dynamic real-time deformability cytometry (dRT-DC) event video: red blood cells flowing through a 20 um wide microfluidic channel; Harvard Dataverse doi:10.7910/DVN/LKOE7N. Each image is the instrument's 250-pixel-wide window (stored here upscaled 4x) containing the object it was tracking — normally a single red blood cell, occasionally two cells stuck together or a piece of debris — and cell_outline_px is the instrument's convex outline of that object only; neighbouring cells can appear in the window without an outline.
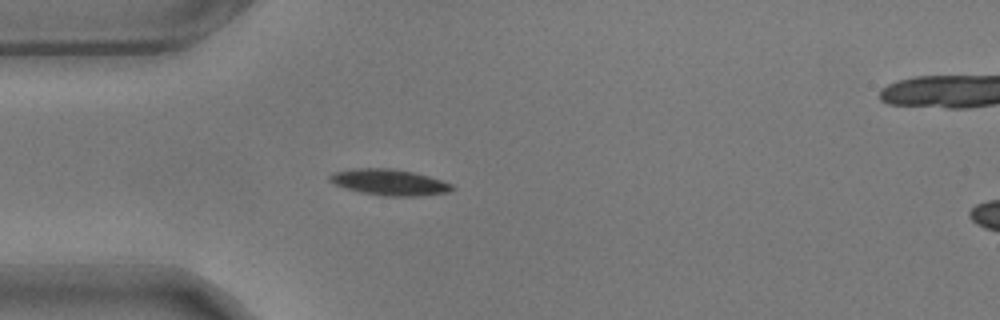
{"species": "common noctule bat (a hibernating species)", "species_latin": "Nyctalus noctula", "temperature_condition": "warm", "stored_images_in_passage": 43, "segment_of_instrument_passage": [1, 2], "camera_frame_rate_fps": 3000, "um_per_image_px": 0.085, "animal": {"sex": "male", "body_mass_g": 17.9}, "frame": {"image": 1, "passage_image": 1, "time_ms": 0.0, "image_size_px": [1000, 320], "cell_outline_px": [[456, 188], [448, 192], [420, 196], [384, 196], [360, 192], [336, 184], [328, 180], [328, 176], [336, 172], [356, 168], [392, 168], [412, 172], [428, 176], [452, 184]], "centroid_in_image_um": [33.12, 15.49], "position_along_channel_um": 51.9, "area_um2": 18.38}}
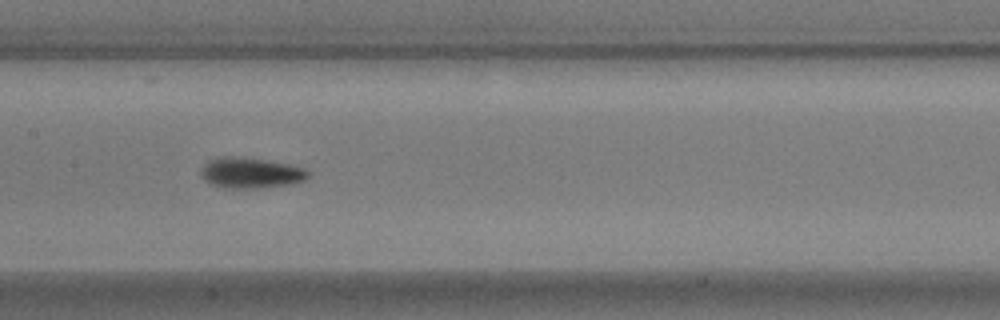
{"frame": {"image": 2, "passage_image": 13, "time_ms": 4.0, "image_size_px": [1000, 320], "cell_outline_px": [[308, 176], [304, 180], [288, 184], [260, 188], [232, 188], [208, 184], [200, 176], [200, 168], [208, 160], [220, 156], [244, 156], [268, 160], [288, 164], [304, 168], [308, 172]], "centroid_in_image_um": [21.23, 14.67], "position_along_channel_um": 186.2, "area_um2": 19.36}}
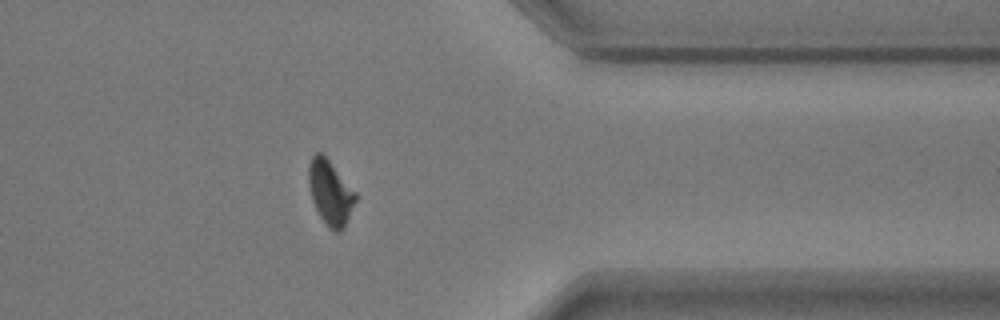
{"frame": {"image": 3, "passage_image": 31, "time_ms": 10.0, "image_size_px": [1000, 320], "cell_outline_px": [[356, 200], [344, 228], [340, 232], [336, 232], [328, 228], [320, 216], [312, 200], [308, 184], [308, 164], [312, 156], [316, 152], [320, 152], [328, 160], [356, 192]], "centroid_in_image_um": [28.06, 16.38], "position_along_channel_um": 383.3, "area_um2": 17.51}}